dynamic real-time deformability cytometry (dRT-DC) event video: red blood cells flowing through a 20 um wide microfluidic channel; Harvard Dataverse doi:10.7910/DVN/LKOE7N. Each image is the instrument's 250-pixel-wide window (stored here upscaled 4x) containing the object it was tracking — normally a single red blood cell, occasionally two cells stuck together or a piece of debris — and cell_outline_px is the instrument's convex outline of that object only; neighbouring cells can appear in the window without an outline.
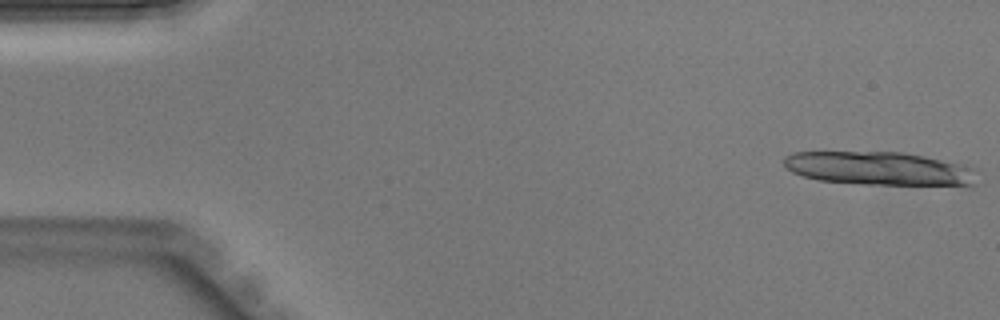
{"species": "Egyptian fruit bat (a non-hibernating species)", "species_latin": "Rousettus aegyptiacus", "temperature_condition": "warm", "stored_images_in_passage": 11, "camera_frame_rate_fps": 3000, "um_per_image_px": 0.085, "animal": {"sex": "male"}, "frame": {"image": 1, "passage_image": 1, "time_ms": 0.0, "image_size_px": [1000, 320], "cell_outline_px": [[976, 184], [972, 188], [968, 188], [864, 184], [820, 180], [804, 176], [792, 172], [784, 164], [784, 156], [792, 152], [904, 152], [924, 156], [972, 168]], "centroid_in_image_um": [74.83, 14.37], "position_along_channel_um": 10.2, "area_um2": 38.38}}